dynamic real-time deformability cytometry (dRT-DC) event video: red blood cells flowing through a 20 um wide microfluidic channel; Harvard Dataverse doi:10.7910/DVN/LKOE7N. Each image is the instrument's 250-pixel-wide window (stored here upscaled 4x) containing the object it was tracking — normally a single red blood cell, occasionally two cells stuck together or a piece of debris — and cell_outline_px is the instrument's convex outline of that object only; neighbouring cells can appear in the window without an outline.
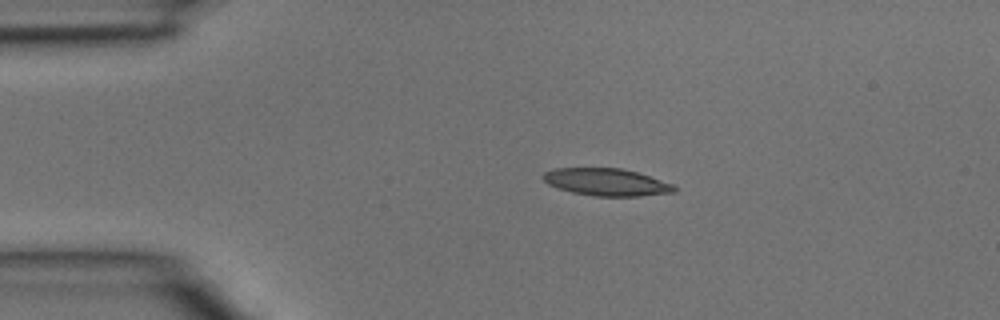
{"species": "common noctule bat (a hibernating species)", "species_latin": "Nyctalus noctula", "temperature_condition": "room temperature", "stored_images_in_passage": 2, "camera_frame_rate_fps": 3000, "um_per_image_px": 0.085, "animal": {"sex": "male", "body_mass_g": 15.6}, "frame": {"image": 1, "passage_image": 1, "time_ms": 0.0, "image_size_px": [1000, 320], "cell_outline_px": [[676, 192], [640, 196], [592, 196], [572, 192], [556, 188], [548, 184], [544, 180], [544, 172], [556, 168], [620, 168], [636, 172], [672, 184], [676, 188]], "centroid_in_image_um": [51.53, 15.49], "position_along_channel_um": 33.5, "area_um2": 20.69}}